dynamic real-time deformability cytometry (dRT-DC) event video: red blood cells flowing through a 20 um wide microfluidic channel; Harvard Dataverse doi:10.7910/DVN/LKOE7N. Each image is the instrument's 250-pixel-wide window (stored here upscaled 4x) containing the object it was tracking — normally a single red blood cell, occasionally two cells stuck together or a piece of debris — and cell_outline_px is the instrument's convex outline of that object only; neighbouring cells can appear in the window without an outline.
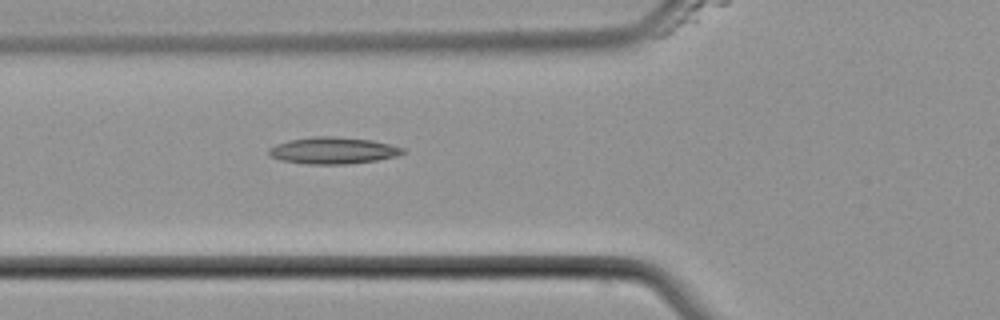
{"species": "common noctule bat (a hibernating species)", "species_latin": "Nyctalus noctula", "temperature_condition": "cold", "stored_images_in_passage": 6, "segment_of_instrument_passage": [1, 2], "camera_frame_rate_fps": 3000, "um_per_image_px": 0.085, "animal": {"sex": "male", "body_mass_g": 21.5, "forearm_length_mm": 52.0}, "frame": {"image": 1, "passage_image": 5, "time_ms": 5.667, "image_size_px": [1000, 320], "cell_outline_px": [[408, 152], [396, 156], [376, 160], [348, 164], [308, 164], [280, 160], [272, 156], [268, 152], [268, 148], [276, 144], [288, 140], [312, 136], [336, 136], [372, 140], [404, 148]], "centroid_in_image_um": [28.31, 12.79], "position_along_channel_um": 97.5, "area_um2": 20.92}}